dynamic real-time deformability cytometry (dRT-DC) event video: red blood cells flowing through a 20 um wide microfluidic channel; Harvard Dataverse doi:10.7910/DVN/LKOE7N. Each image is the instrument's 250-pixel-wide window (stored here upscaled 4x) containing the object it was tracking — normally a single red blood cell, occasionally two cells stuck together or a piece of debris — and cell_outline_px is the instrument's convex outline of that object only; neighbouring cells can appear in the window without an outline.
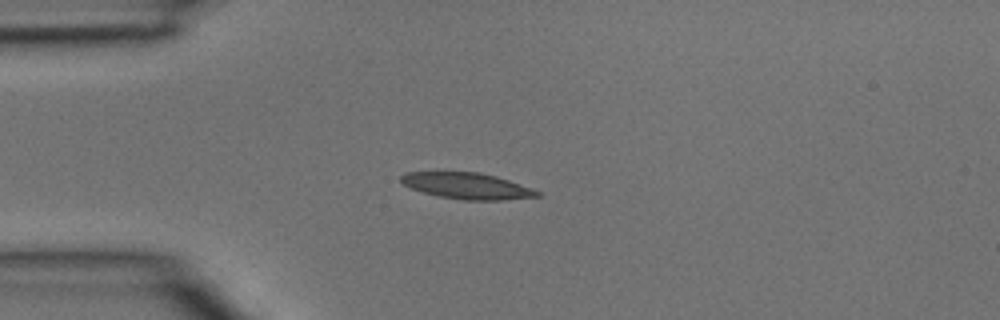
{"species": "common noctule bat (a hibernating species)", "species_latin": "Nyctalus noctula", "temperature_condition": "room temperature", "stored_images_in_passage": 2, "camera_frame_rate_fps": 3000, "um_per_image_px": 0.085, "animal": {"sex": "male", "body_mass_g": 15.6}, "frame": {"image": 1, "passage_image": 1, "time_ms": 0.0, "image_size_px": [1000, 320], "cell_outline_px": [[540, 196], [504, 200], [464, 200], [440, 196], [424, 192], [412, 188], [404, 184], [400, 180], [400, 176], [408, 172], [480, 172], [496, 176], [508, 180], [540, 192]], "centroid_in_image_um": [39.7, 15.8], "position_along_channel_um": 45.3, "area_um2": 20.46}}
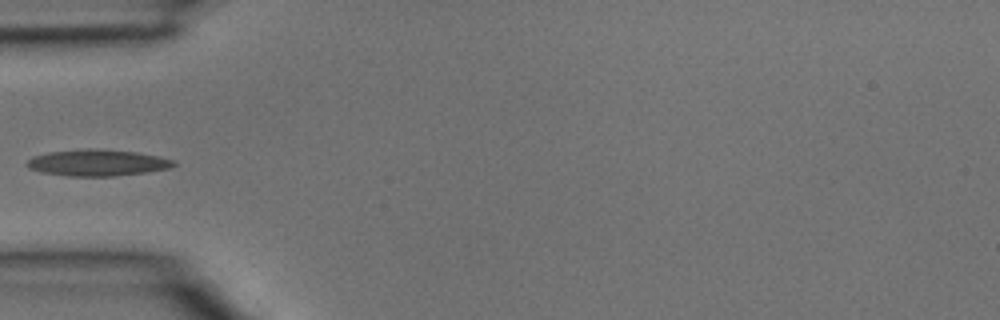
{"frame": {"image": 2, "passage_image": 2, "time_ms": 0.333, "image_size_px": [1000, 320], "cell_outline_px": [[176, 164], [168, 168], [144, 172], [116, 176], [68, 176], [40, 172], [28, 168], [24, 164], [32, 156], [48, 152], [88, 148], [92, 148], [136, 152], [160, 156], [176, 160]], "centroid_in_image_um": [8.25, 13.83], "position_along_channel_um": 76.8, "area_um2": 22.72}}